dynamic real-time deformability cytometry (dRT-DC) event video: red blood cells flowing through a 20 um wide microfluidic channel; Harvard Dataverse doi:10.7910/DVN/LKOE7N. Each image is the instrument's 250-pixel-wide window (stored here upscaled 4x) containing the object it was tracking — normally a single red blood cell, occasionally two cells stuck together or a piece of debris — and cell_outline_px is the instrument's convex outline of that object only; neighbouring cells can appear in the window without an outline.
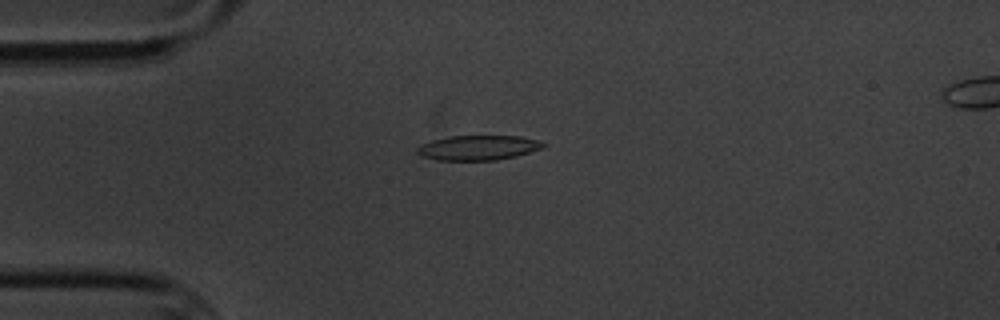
{"species": "common noctule bat (a hibernating species)", "species_latin": "Nyctalus noctula", "temperature_condition": "cold", "stored_images_in_passage": 9, "camera_frame_rate_fps": 3000, "um_per_image_px": 0.085, "animal": {"sex": "male", "body_mass_g": 20.1, "forearm_length_mm": 53.5}, "frame": {"image": 1, "passage_image": 2, "time_ms": 1.0, "image_size_px": [1000, 320], "cell_outline_px": [[548, 144], [544, 148], [516, 156], [496, 160], [436, 160], [420, 156], [416, 152], [416, 148], [420, 144], [432, 140], [452, 136], [520, 136], [536, 140]], "centroid_in_image_um": [40.63, 12.56], "position_along_channel_um": 44.4, "area_um2": 18.32}}
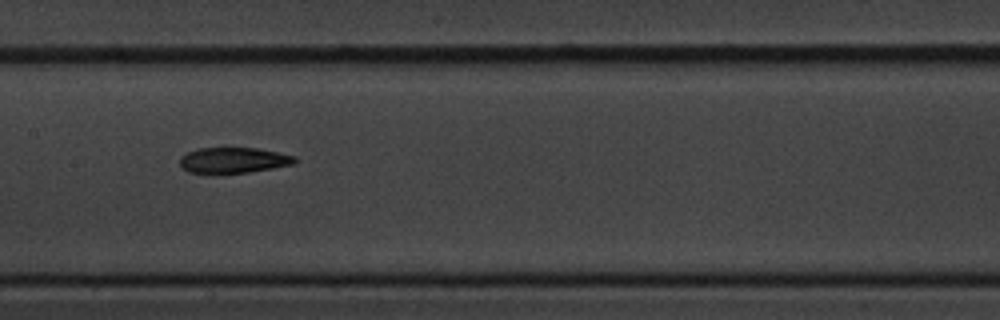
{"frame": {"image": 2, "passage_image": 6, "time_ms": 5.667, "image_size_px": [1000, 320], "cell_outline_px": [[296, 160], [292, 164], [272, 168], [248, 172], [188, 172], [180, 164], [180, 156], [196, 148], [224, 144], [228, 144], [260, 148], [296, 156]], "centroid_in_image_um": [19.82, 13.53], "position_along_channel_um": 187.6, "area_um2": 17.86}}
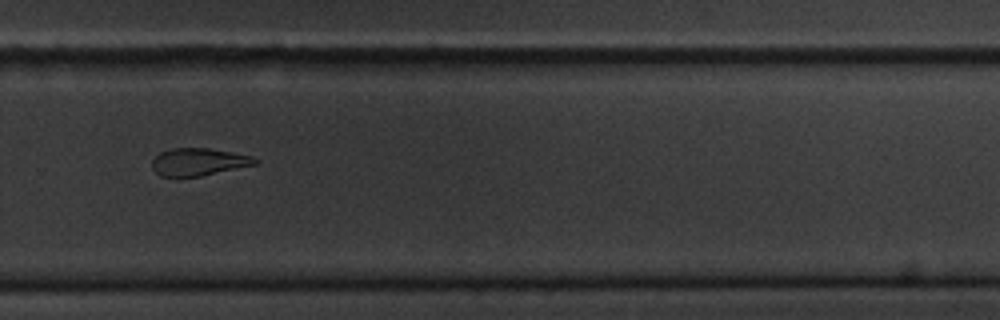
{"frame": {"image": 3, "passage_image": 9, "time_ms": 9.333, "image_size_px": [1000, 320], "cell_outline_px": [[260, 164], [200, 176], [160, 176], [152, 168], [152, 160], [160, 152], [172, 148], [208, 148], [232, 152], [252, 156], [260, 160]], "centroid_in_image_um": [16.93, 13.75], "position_along_channel_um": 312.9, "area_um2": 16.59}}